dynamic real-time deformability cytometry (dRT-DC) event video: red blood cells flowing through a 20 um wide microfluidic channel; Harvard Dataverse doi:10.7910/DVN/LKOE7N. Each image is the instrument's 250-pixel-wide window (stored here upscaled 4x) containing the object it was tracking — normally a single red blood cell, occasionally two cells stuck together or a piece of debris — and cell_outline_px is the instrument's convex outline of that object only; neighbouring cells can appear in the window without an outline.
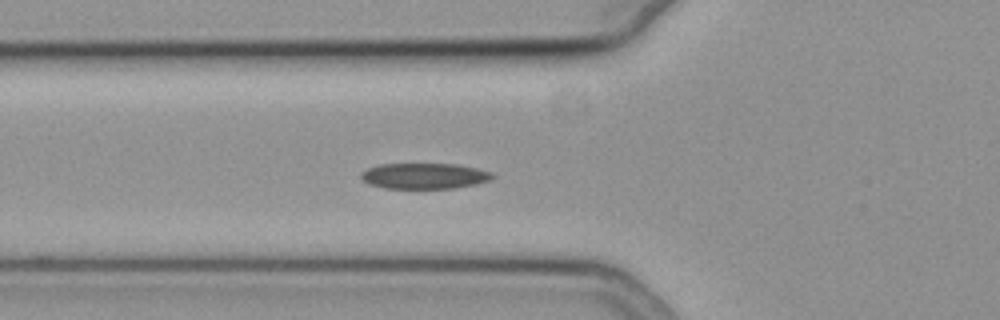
{"species": "common noctule bat (a hibernating species)", "species_latin": "Nyctalus noctula", "temperature_condition": "cold", "stored_images_in_passage": 38, "segment_of_instrument_passage": [1, 2], "camera_frame_rate_fps": 3000, "um_per_image_px": 0.085, "animal": {"sex": "female", "body_mass_g": 19.3, "forearm_length_mm": 54.1}, "frame": {"image": 1, "passage_image": 2, "time_ms": 0.333, "image_size_px": [1000, 320], "cell_outline_px": [[496, 176], [492, 180], [476, 184], [452, 188], [384, 188], [368, 184], [360, 176], [360, 172], [368, 168], [380, 164], [456, 164], [476, 168], [492, 172]], "centroid_in_image_um": [36.09, 14.95], "position_along_channel_um": 89.7, "area_um2": 19.77}}
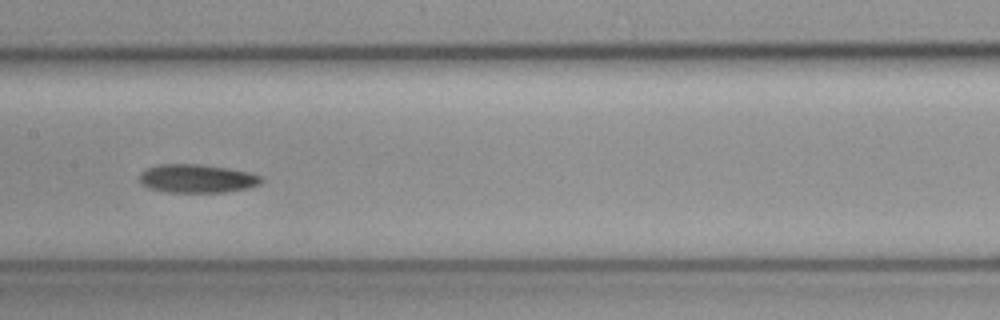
{"frame": {"image": 2, "passage_image": 10, "time_ms": 3.0, "image_size_px": [1000, 320], "cell_outline_px": [[264, 180], [260, 184], [248, 188], [224, 192], [168, 192], [148, 188], [140, 184], [140, 172], [156, 164], [200, 164], [228, 168], [248, 172], [260, 176]], "centroid_in_image_um": [16.72, 15.17], "position_along_channel_um": 190.7, "area_um2": 20.29}}
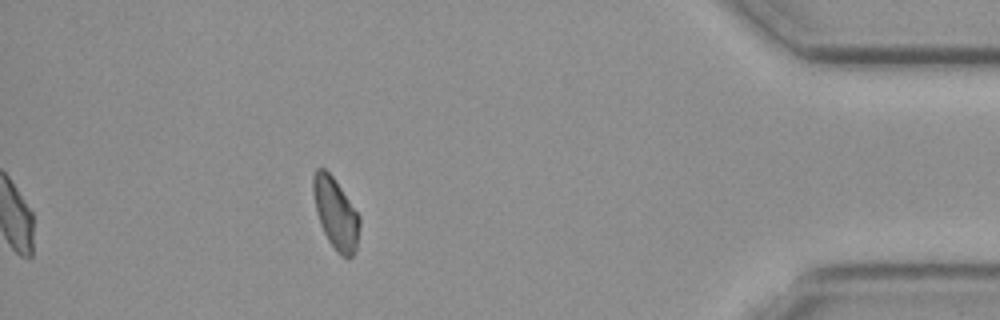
{"frame": {"image": 3, "passage_image": 31, "time_ms": 10.0, "image_size_px": [1000, 320], "cell_outline_px": [[360, 224], [356, 252], [348, 260], [340, 256], [336, 252], [328, 240], [320, 224], [316, 212], [312, 192], [312, 176], [316, 168], [324, 168], [332, 176], [360, 216]], "centroid_in_image_um": [28.53, 18.18], "position_along_channel_um": 406.7, "area_um2": 19.42}}